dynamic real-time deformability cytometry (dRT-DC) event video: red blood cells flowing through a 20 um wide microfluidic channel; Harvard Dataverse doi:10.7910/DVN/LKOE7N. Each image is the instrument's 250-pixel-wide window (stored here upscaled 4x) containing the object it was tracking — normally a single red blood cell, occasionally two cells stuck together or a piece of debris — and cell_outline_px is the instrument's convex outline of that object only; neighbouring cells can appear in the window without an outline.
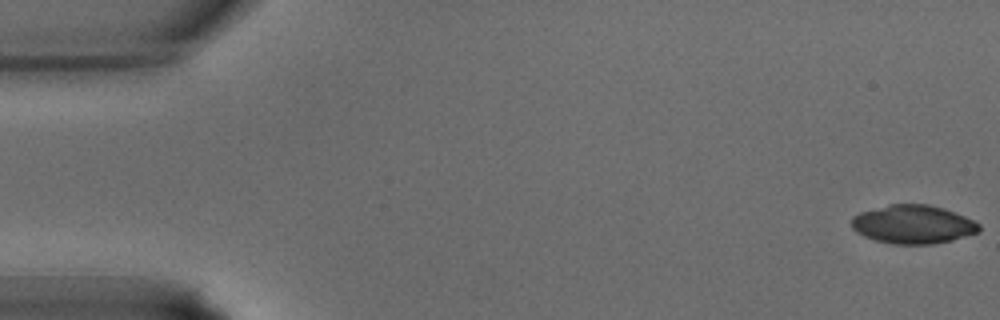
{"species": "common noctule bat (a hibernating species)", "species_latin": "Nyctalus noctula", "temperature_condition": "warm", "stored_images_in_passage": 16, "camera_frame_rate_fps": 3000, "um_per_image_px": 0.085, "animal": {"sex": "male", "body_mass_g": 15.6}, "frame": {"image": 1, "passage_image": 1, "time_ms": 0.0, "image_size_px": [1000, 320], "cell_outline_px": [[980, 232], [952, 240], [932, 244], [892, 244], [872, 240], [856, 232], [852, 228], [852, 216], [860, 212], [888, 204], [928, 204], [944, 208], [964, 216], [980, 224]], "centroid_in_image_um": [77.59, 19.07], "position_along_channel_um": 7.4, "area_um2": 28.84}}
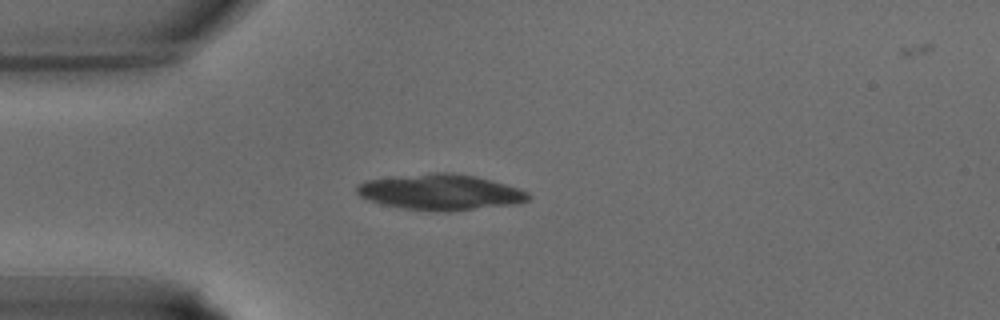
{"frame": {"image": 2, "passage_image": 10, "time_ms": 3.0, "image_size_px": [1000, 320], "cell_outline_px": [[532, 196], [528, 200], [520, 204], [448, 212], [440, 212], [400, 208], [368, 200], [360, 196], [356, 192], [356, 184], [364, 180], [428, 172], [452, 172], [476, 176], [492, 180], [520, 188], [528, 192]], "centroid_in_image_um": [37.47, 16.33], "position_along_channel_um": 47.5, "area_um2": 36.47}}